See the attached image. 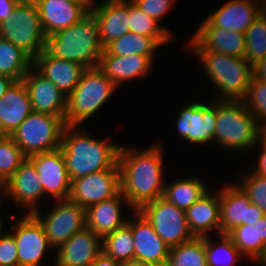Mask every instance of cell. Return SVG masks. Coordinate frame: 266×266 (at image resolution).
<instances>
[{
  "instance_id": "4",
  "label": "cell",
  "mask_w": 266,
  "mask_h": 266,
  "mask_svg": "<svg viewBox=\"0 0 266 266\" xmlns=\"http://www.w3.org/2000/svg\"><path fill=\"white\" fill-rule=\"evenodd\" d=\"M259 136L260 126L242 100L216 99L215 141L243 151L258 146Z\"/></svg>"
},
{
  "instance_id": "42",
  "label": "cell",
  "mask_w": 266,
  "mask_h": 266,
  "mask_svg": "<svg viewBox=\"0 0 266 266\" xmlns=\"http://www.w3.org/2000/svg\"><path fill=\"white\" fill-rule=\"evenodd\" d=\"M139 9L155 19L157 22L173 5L175 0H131Z\"/></svg>"
},
{
  "instance_id": "10",
  "label": "cell",
  "mask_w": 266,
  "mask_h": 266,
  "mask_svg": "<svg viewBox=\"0 0 266 266\" xmlns=\"http://www.w3.org/2000/svg\"><path fill=\"white\" fill-rule=\"evenodd\" d=\"M32 215L42 225L54 250L86 227V209L69 199L57 200L45 217L39 214L38 209Z\"/></svg>"
},
{
  "instance_id": "53",
  "label": "cell",
  "mask_w": 266,
  "mask_h": 266,
  "mask_svg": "<svg viewBox=\"0 0 266 266\" xmlns=\"http://www.w3.org/2000/svg\"><path fill=\"white\" fill-rule=\"evenodd\" d=\"M2 221H1V218H0V236L4 235L5 233H3V227H2Z\"/></svg>"
},
{
  "instance_id": "20",
  "label": "cell",
  "mask_w": 266,
  "mask_h": 266,
  "mask_svg": "<svg viewBox=\"0 0 266 266\" xmlns=\"http://www.w3.org/2000/svg\"><path fill=\"white\" fill-rule=\"evenodd\" d=\"M95 4L90 11L96 17L99 40L105 48L113 40L130 32L129 0H104Z\"/></svg>"
},
{
  "instance_id": "7",
  "label": "cell",
  "mask_w": 266,
  "mask_h": 266,
  "mask_svg": "<svg viewBox=\"0 0 266 266\" xmlns=\"http://www.w3.org/2000/svg\"><path fill=\"white\" fill-rule=\"evenodd\" d=\"M0 37L21 48L33 60L45 50L46 36L33 0H21L11 16L0 23Z\"/></svg>"
},
{
  "instance_id": "22",
  "label": "cell",
  "mask_w": 266,
  "mask_h": 266,
  "mask_svg": "<svg viewBox=\"0 0 266 266\" xmlns=\"http://www.w3.org/2000/svg\"><path fill=\"white\" fill-rule=\"evenodd\" d=\"M190 42L193 52H219L244 58L246 40L243 33L218 27H198Z\"/></svg>"
},
{
  "instance_id": "15",
  "label": "cell",
  "mask_w": 266,
  "mask_h": 266,
  "mask_svg": "<svg viewBox=\"0 0 266 266\" xmlns=\"http://www.w3.org/2000/svg\"><path fill=\"white\" fill-rule=\"evenodd\" d=\"M208 104L190 103L180 111L176 127L180 135L192 143L214 140L216 127V98Z\"/></svg>"
},
{
  "instance_id": "3",
  "label": "cell",
  "mask_w": 266,
  "mask_h": 266,
  "mask_svg": "<svg viewBox=\"0 0 266 266\" xmlns=\"http://www.w3.org/2000/svg\"><path fill=\"white\" fill-rule=\"evenodd\" d=\"M45 51L54 58L98 67L104 47L99 40L98 22L89 11L77 23L46 36Z\"/></svg>"
},
{
  "instance_id": "30",
  "label": "cell",
  "mask_w": 266,
  "mask_h": 266,
  "mask_svg": "<svg viewBox=\"0 0 266 266\" xmlns=\"http://www.w3.org/2000/svg\"><path fill=\"white\" fill-rule=\"evenodd\" d=\"M32 66L33 59L27 53L0 37V75L20 81Z\"/></svg>"
},
{
  "instance_id": "2",
  "label": "cell",
  "mask_w": 266,
  "mask_h": 266,
  "mask_svg": "<svg viewBox=\"0 0 266 266\" xmlns=\"http://www.w3.org/2000/svg\"><path fill=\"white\" fill-rule=\"evenodd\" d=\"M76 128L65 126L60 146L71 181L113 168L118 163L120 146L96 140Z\"/></svg>"
},
{
  "instance_id": "46",
  "label": "cell",
  "mask_w": 266,
  "mask_h": 266,
  "mask_svg": "<svg viewBox=\"0 0 266 266\" xmlns=\"http://www.w3.org/2000/svg\"><path fill=\"white\" fill-rule=\"evenodd\" d=\"M119 263L101 252L90 266H119Z\"/></svg>"
},
{
  "instance_id": "50",
  "label": "cell",
  "mask_w": 266,
  "mask_h": 266,
  "mask_svg": "<svg viewBox=\"0 0 266 266\" xmlns=\"http://www.w3.org/2000/svg\"><path fill=\"white\" fill-rule=\"evenodd\" d=\"M259 139L266 145V124L263 126H260Z\"/></svg>"
},
{
  "instance_id": "18",
  "label": "cell",
  "mask_w": 266,
  "mask_h": 266,
  "mask_svg": "<svg viewBox=\"0 0 266 266\" xmlns=\"http://www.w3.org/2000/svg\"><path fill=\"white\" fill-rule=\"evenodd\" d=\"M262 13V0H231L220 9L209 13L198 27H218L245 34L257 16Z\"/></svg>"
},
{
  "instance_id": "34",
  "label": "cell",
  "mask_w": 266,
  "mask_h": 266,
  "mask_svg": "<svg viewBox=\"0 0 266 266\" xmlns=\"http://www.w3.org/2000/svg\"><path fill=\"white\" fill-rule=\"evenodd\" d=\"M166 266H207L205 237H194L170 247Z\"/></svg>"
},
{
  "instance_id": "33",
  "label": "cell",
  "mask_w": 266,
  "mask_h": 266,
  "mask_svg": "<svg viewBox=\"0 0 266 266\" xmlns=\"http://www.w3.org/2000/svg\"><path fill=\"white\" fill-rule=\"evenodd\" d=\"M134 246L131 220L102 238V252L118 262L134 259Z\"/></svg>"
},
{
  "instance_id": "27",
  "label": "cell",
  "mask_w": 266,
  "mask_h": 266,
  "mask_svg": "<svg viewBox=\"0 0 266 266\" xmlns=\"http://www.w3.org/2000/svg\"><path fill=\"white\" fill-rule=\"evenodd\" d=\"M122 202L128 204L120 191L115 197L89 206L86 209V227L102 239L117 228L124 226L128 219L122 216Z\"/></svg>"
},
{
  "instance_id": "48",
  "label": "cell",
  "mask_w": 266,
  "mask_h": 266,
  "mask_svg": "<svg viewBox=\"0 0 266 266\" xmlns=\"http://www.w3.org/2000/svg\"><path fill=\"white\" fill-rule=\"evenodd\" d=\"M119 266H151V265L143 263L142 261H139L138 259H130L127 261H121L119 263Z\"/></svg>"
},
{
  "instance_id": "39",
  "label": "cell",
  "mask_w": 266,
  "mask_h": 266,
  "mask_svg": "<svg viewBox=\"0 0 266 266\" xmlns=\"http://www.w3.org/2000/svg\"><path fill=\"white\" fill-rule=\"evenodd\" d=\"M245 107L254 115L259 126L266 124V82L252 77L246 96Z\"/></svg>"
},
{
  "instance_id": "16",
  "label": "cell",
  "mask_w": 266,
  "mask_h": 266,
  "mask_svg": "<svg viewBox=\"0 0 266 266\" xmlns=\"http://www.w3.org/2000/svg\"><path fill=\"white\" fill-rule=\"evenodd\" d=\"M22 80L28 90L33 111L60 116L65 121L67 96L60 89L34 66L30 68Z\"/></svg>"
},
{
  "instance_id": "23",
  "label": "cell",
  "mask_w": 266,
  "mask_h": 266,
  "mask_svg": "<svg viewBox=\"0 0 266 266\" xmlns=\"http://www.w3.org/2000/svg\"><path fill=\"white\" fill-rule=\"evenodd\" d=\"M33 112L23 80L14 81L0 98V135L11 136Z\"/></svg>"
},
{
  "instance_id": "52",
  "label": "cell",
  "mask_w": 266,
  "mask_h": 266,
  "mask_svg": "<svg viewBox=\"0 0 266 266\" xmlns=\"http://www.w3.org/2000/svg\"><path fill=\"white\" fill-rule=\"evenodd\" d=\"M262 12L266 15V0H262Z\"/></svg>"
},
{
  "instance_id": "8",
  "label": "cell",
  "mask_w": 266,
  "mask_h": 266,
  "mask_svg": "<svg viewBox=\"0 0 266 266\" xmlns=\"http://www.w3.org/2000/svg\"><path fill=\"white\" fill-rule=\"evenodd\" d=\"M65 126V121L60 116L33 111L11 137L29 157L60 148Z\"/></svg>"
},
{
  "instance_id": "12",
  "label": "cell",
  "mask_w": 266,
  "mask_h": 266,
  "mask_svg": "<svg viewBox=\"0 0 266 266\" xmlns=\"http://www.w3.org/2000/svg\"><path fill=\"white\" fill-rule=\"evenodd\" d=\"M221 234H228L240 225H250L265 216L238 185L225 186L220 193Z\"/></svg>"
},
{
  "instance_id": "5",
  "label": "cell",
  "mask_w": 266,
  "mask_h": 266,
  "mask_svg": "<svg viewBox=\"0 0 266 266\" xmlns=\"http://www.w3.org/2000/svg\"><path fill=\"white\" fill-rule=\"evenodd\" d=\"M220 91L217 100H242L253 77L252 65L241 57L219 52H193Z\"/></svg>"
},
{
  "instance_id": "26",
  "label": "cell",
  "mask_w": 266,
  "mask_h": 266,
  "mask_svg": "<svg viewBox=\"0 0 266 266\" xmlns=\"http://www.w3.org/2000/svg\"><path fill=\"white\" fill-rule=\"evenodd\" d=\"M152 62L145 55L117 56L104 48L97 68L118 87L129 79L147 76Z\"/></svg>"
},
{
  "instance_id": "44",
  "label": "cell",
  "mask_w": 266,
  "mask_h": 266,
  "mask_svg": "<svg viewBox=\"0 0 266 266\" xmlns=\"http://www.w3.org/2000/svg\"><path fill=\"white\" fill-rule=\"evenodd\" d=\"M258 144L262 145L261 148V154L258 157L257 166L253 173L266 177V145L259 139Z\"/></svg>"
},
{
  "instance_id": "19",
  "label": "cell",
  "mask_w": 266,
  "mask_h": 266,
  "mask_svg": "<svg viewBox=\"0 0 266 266\" xmlns=\"http://www.w3.org/2000/svg\"><path fill=\"white\" fill-rule=\"evenodd\" d=\"M137 220L131 221L134 238V259L151 266H166L170 247L158 236L153 226L139 212Z\"/></svg>"
},
{
  "instance_id": "36",
  "label": "cell",
  "mask_w": 266,
  "mask_h": 266,
  "mask_svg": "<svg viewBox=\"0 0 266 266\" xmlns=\"http://www.w3.org/2000/svg\"><path fill=\"white\" fill-rule=\"evenodd\" d=\"M244 58L255 64L266 57V15L262 12L245 32Z\"/></svg>"
},
{
  "instance_id": "24",
  "label": "cell",
  "mask_w": 266,
  "mask_h": 266,
  "mask_svg": "<svg viewBox=\"0 0 266 266\" xmlns=\"http://www.w3.org/2000/svg\"><path fill=\"white\" fill-rule=\"evenodd\" d=\"M33 66L66 96L78 85L87 69L80 63L51 57L45 50L33 60Z\"/></svg>"
},
{
  "instance_id": "38",
  "label": "cell",
  "mask_w": 266,
  "mask_h": 266,
  "mask_svg": "<svg viewBox=\"0 0 266 266\" xmlns=\"http://www.w3.org/2000/svg\"><path fill=\"white\" fill-rule=\"evenodd\" d=\"M27 156L11 136L0 135V175L8 181Z\"/></svg>"
},
{
  "instance_id": "1",
  "label": "cell",
  "mask_w": 266,
  "mask_h": 266,
  "mask_svg": "<svg viewBox=\"0 0 266 266\" xmlns=\"http://www.w3.org/2000/svg\"><path fill=\"white\" fill-rule=\"evenodd\" d=\"M162 147L151 145L147 150L121 147L118 152L121 193L134 211L163 197L165 182L162 180Z\"/></svg>"
},
{
  "instance_id": "28",
  "label": "cell",
  "mask_w": 266,
  "mask_h": 266,
  "mask_svg": "<svg viewBox=\"0 0 266 266\" xmlns=\"http://www.w3.org/2000/svg\"><path fill=\"white\" fill-rule=\"evenodd\" d=\"M185 214L194 237H206L209 230H218L217 235L221 234L219 193L211 195L207 191L185 211Z\"/></svg>"
},
{
  "instance_id": "43",
  "label": "cell",
  "mask_w": 266,
  "mask_h": 266,
  "mask_svg": "<svg viewBox=\"0 0 266 266\" xmlns=\"http://www.w3.org/2000/svg\"><path fill=\"white\" fill-rule=\"evenodd\" d=\"M21 0H0V23L8 19Z\"/></svg>"
},
{
  "instance_id": "47",
  "label": "cell",
  "mask_w": 266,
  "mask_h": 266,
  "mask_svg": "<svg viewBox=\"0 0 266 266\" xmlns=\"http://www.w3.org/2000/svg\"><path fill=\"white\" fill-rule=\"evenodd\" d=\"M13 82V79L0 75V98L3 97V95Z\"/></svg>"
},
{
  "instance_id": "17",
  "label": "cell",
  "mask_w": 266,
  "mask_h": 266,
  "mask_svg": "<svg viewBox=\"0 0 266 266\" xmlns=\"http://www.w3.org/2000/svg\"><path fill=\"white\" fill-rule=\"evenodd\" d=\"M45 36L66 29L87 14L94 3H76L69 0H33Z\"/></svg>"
},
{
  "instance_id": "21",
  "label": "cell",
  "mask_w": 266,
  "mask_h": 266,
  "mask_svg": "<svg viewBox=\"0 0 266 266\" xmlns=\"http://www.w3.org/2000/svg\"><path fill=\"white\" fill-rule=\"evenodd\" d=\"M56 251L55 266H90L102 252V239L85 227Z\"/></svg>"
},
{
  "instance_id": "37",
  "label": "cell",
  "mask_w": 266,
  "mask_h": 266,
  "mask_svg": "<svg viewBox=\"0 0 266 266\" xmlns=\"http://www.w3.org/2000/svg\"><path fill=\"white\" fill-rule=\"evenodd\" d=\"M221 242L215 246L209 235L205 237L207 266H232L242 254L227 234H219Z\"/></svg>"
},
{
  "instance_id": "41",
  "label": "cell",
  "mask_w": 266,
  "mask_h": 266,
  "mask_svg": "<svg viewBox=\"0 0 266 266\" xmlns=\"http://www.w3.org/2000/svg\"><path fill=\"white\" fill-rule=\"evenodd\" d=\"M18 248L12 233L0 236V266H18Z\"/></svg>"
},
{
  "instance_id": "40",
  "label": "cell",
  "mask_w": 266,
  "mask_h": 266,
  "mask_svg": "<svg viewBox=\"0 0 266 266\" xmlns=\"http://www.w3.org/2000/svg\"><path fill=\"white\" fill-rule=\"evenodd\" d=\"M242 178L239 186L249 196L251 203L255 204L266 215V177L250 172Z\"/></svg>"
},
{
  "instance_id": "13",
  "label": "cell",
  "mask_w": 266,
  "mask_h": 266,
  "mask_svg": "<svg viewBox=\"0 0 266 266\" xmlns=\"http://www.w3.org/2000/svg\"><path fill=\"white\" fill-rule=\"evenodd\" d=\"M35 166L44 194L49 193L53 199L69 198L71 180L60 148L27 157Z\"/></svg>"
},
{
  "instance_id": "9",
  "label": "cell",
  "mask_w": 266,
  "mask_h": 266,
  "mask_svg": "<svg viewBox=\"0 0 266 266\" xmlns=\"http://www.w3.org/2000/svg\"><path fill=\"white\" fill-rule=\"evenodd\" d=\"M138 211L169 247L194 238L188 227L185 211L163 197L143 205Z\"/></svg>"
},
{
  "instance_id": "45",
  "label": "cell",
  "mask_w": 266,
  "mask_h": 266,
  "mask_svg": "<svg viewBox=\"0 0 266 266\" xmlns=\"http://www.w3.org/2000/svg\"><path fill=\"white\" fill-rule=\"evenodd\" d=\"M253 78L266 82V57L252 65Z\"/></svg>"
},
{
  "instance_id": "35",
  "label": "cell",
  "mask_w": 266,
  "mask_h": 266,
  "mask_svg": "<svg viewBox=\"0 0 266 266\" xmlns=\"http://www.w3.org/2000/svg\"><path fill=\"white\" fill-rule=\"evenodd\" d=\"M129 29L134 34L154 37L161 45L172 40V33L166 27L158 26V22L139 9L129 0Z\"/></svg>"
},
{
  "instance_id": "49",
  "label": "cell",
  "mask_w": 266,
  "mask_h": 266,
  "mask_svg": "<svg viewBox=\"0 0 266 266\" xmlns=\"http://www.w3.org/2000/svg\"><path fill=\"white\" fill-rule=\"evenodd\" d=\"M7 191V181L0 175V193L6 195Z\"/></svg>"
},
{
  "instance_id": "31",
  "label": "cell",
  "mask_w": 266,
  "mask_h": 266,
  "mask_svg": "<svg viewBox=\"0 0 266 266\" xmlns=\"http://www.w3.org/2000/svg\"><path fill=\"white\" fill-rule=\"evenodd\" d=\"M207 191L206 184L198 178H183L182 180L178 179V181L165 183L163 198L186 211Z\"/></svg>"
},
{
  "instance_id": "32",
  "label": "cell",
  "mask_w": 266,
  "mask_h": 266,
  "mask_svg": "<svg viewBox=\"0 0 266 266\" xmlns=\"http://www.w3.org/2000/svg\"><path fill=\"white\" fill-rule=\"evenodd\" d=\"M159 46H161V44L154 37L127 32L120 38L109 43L105 49L110 54L117 56L139 54L148 56L154 61V51H156Z\"/></svg>"
},
{
  "instance_id": "11",
  "label": "cell",
  "mask_w": 266,
  "mask_h": 266,
  "mask_svg": "<svg viewBox=\"0 0 266 266\" xmlns=\"http://www.w3.org/2000/svg\"><path fill=\"white\" fill-rule=\"evenodd\" d=\"M120 191V167L117 163L113 168L72 180L68 199L87 209L115 197Z\"/></svg>"
},
{
  "instance_id": "6",
  "label": "cell",
  "mask_w": 266,
  "mask_h": 266,
  "mask_svg": "<svg viewBox=\"0 0 266 266\" xmlns=\"http://www.w3.org/2000/svg\"><path fill=\"white\" fill-rule=\"evenodd\" d=\"M117 86L97 67L87 68L74 90L67 96L65 124L79 126L111 97Z\"/></svg>"
},
{
  "instance_id": "25",
  "label": "cell",
  "mask_w": 266,
  "mask_h": 266,
  "mask_svg": "<svg viewBox=\"0 0 266 266\" xmlns=\"http://www.w3.org/2000/svg\"><path fill=\"white\" fill-rule=\"evenodd\" d=\"M34 164L27 158L7 181L6 196L32 214L37 210V200L44 194Z\"/></svg>"
},
{
  "instance_id": "14",
  "label": "cell",
  "mask_w": 266,
  "mask_h": 266,
  "mask_svg": "<svg viewBox=\"0 0 266 266\" xmlns=\"http://www.w3.org/2000/svg\"><path fill=\"white\" fill-rule=\"evenodd\" d=\"M26 215L10 228L18 248V266H40V260L48 248H53L39 221L32 215Z\"/></svg>"
},
{
  "instance_id": "29",
  "label": "cell",
  "mask_w": 266,
  "mask_h": 266,
  "mask_svg": "<svg viewBox=\"0 0 266 266\" xmlns=\"http://www.w3.org/2000/svg\"><path fill=\"white\" fill-rule=\"evenodd\" d=\"M242 255L261 264L266 258V215L250 225H240L227 234Z\"/></svg>"
},
{
  "instance_id": "51",
  "label": "cell",
  "mask_w": 266,
  "mask_h": 266,
  "mask_svg": "<svg viewBox=\"0 0 266 266\" xmlns=\"http://www.w3.org/2000/svg\"><path fill=\"white\" fill-rule=\"evenodd\" d=\"M76 3H94V0H69Z\"/></svg>"
},
{
  "instance_id": "54",
  "label": "cell",
  "mask_w": 266,
  "mask_h": 266,
  "mask_svg": "<svg viewBox=\"0 0 266 266\" xmlns=\"http://www.w3.org/2000/svg\"><path fill=\"white\" fill-rule=\"evenodd\" d=\"M260 266H266V258L263 260V262L260 264Z\"/></svg>"
}]
</instances>
